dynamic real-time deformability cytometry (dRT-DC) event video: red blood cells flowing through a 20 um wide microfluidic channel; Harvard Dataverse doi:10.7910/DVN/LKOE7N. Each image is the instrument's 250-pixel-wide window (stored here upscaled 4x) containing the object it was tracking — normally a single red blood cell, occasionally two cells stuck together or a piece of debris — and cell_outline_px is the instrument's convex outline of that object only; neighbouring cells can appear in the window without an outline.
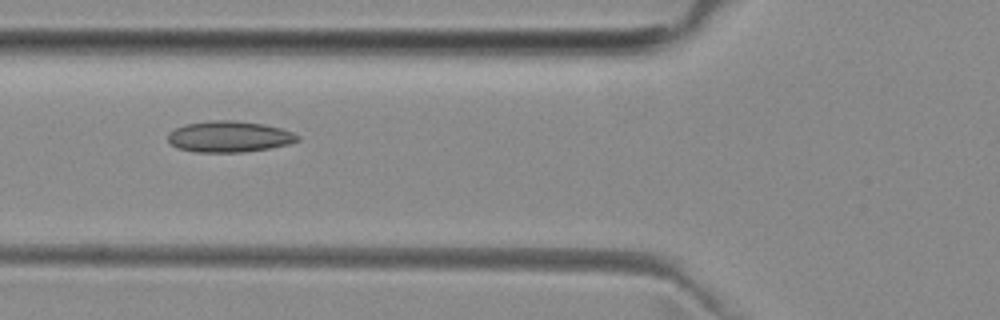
{"species": "common noctule bat (a hibernating species)", "species_latin": "Nyctalus noctula", "temperature_condition": "room temperature", "stored_images_in_passage": 4, "camera_frame_rate_fps": 3000, "um_per_image_px": 0.085, "animal": {"sex": "female", "body_mass_g": 29.2, "forearm_length_mm": 56.3}, "frame": {"image": 1, "passage_image": 2, "time_ms": 1.0, "image_size_px": [1000, 320], "cell_outline_px": [[300, 140], [288, 144], [268, 148], [244, 152], [196, 152], [176, 148], [168, 140], [168, 132], [184, 124], [208, 120], [232, 120], [264, 124], [280, 128], [292, 132], [300, 136]], "centroid_in_image_um": [19.46, 11.61], "position_along_channel_um": 106.3, "area_um2": 23.58}}
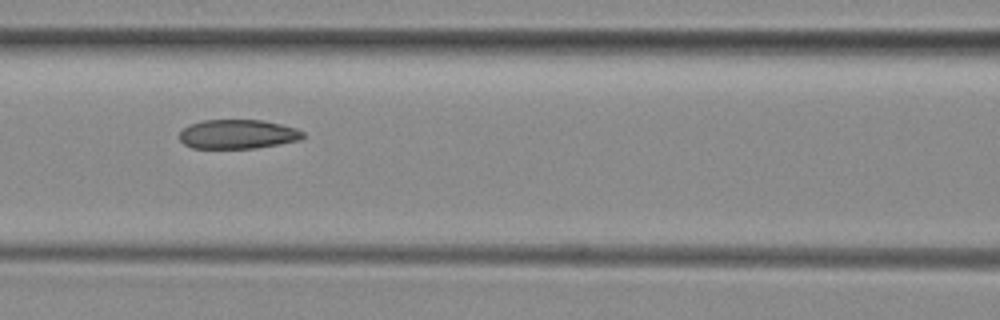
{"frame": {"image": 2, "passage_image": 3, "time_ms": 2.0, "image_size_px": [1000, 320], "cell_outline_px": [[304, 136], [300, 140], [256, 148], [192, 148], [184, 144], [180, 140], [180, 132], [188, 124], [204, 120], [264, 120], [296, 128], [304, 132]], "centroid_in_image_um": [20.2, 11.4], "position_along_channel_um": 146.4, "area_um2": 21.04}}
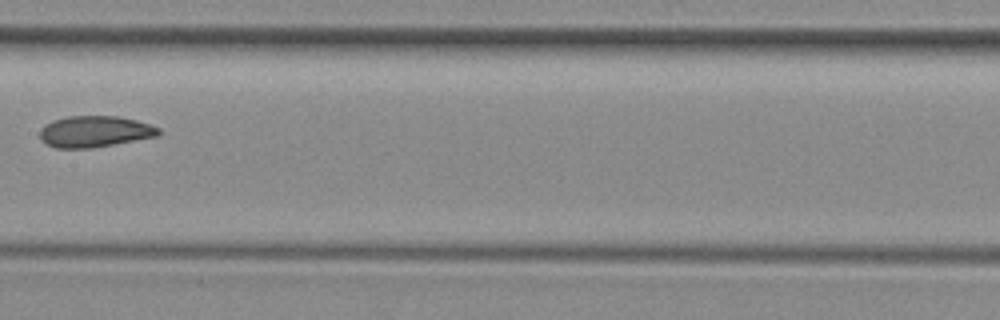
{"frame": {"image": 3, "passage_image": 4, "time_ms": 3.333, "image_size_px": [1000, 320], "cell_outline_px": [[160, 132], [156, 136], [92, 148], [56, 148], [40, 140], [40, 128], [44, 124], [52, 120], [68, 116], [116, 116], [136, 120], [152, 124], [160, 128]], "centroid_in_image_um": [8.02, 11.17], "position_along_channel_um": 199.4, "area_um2": 21.68}}